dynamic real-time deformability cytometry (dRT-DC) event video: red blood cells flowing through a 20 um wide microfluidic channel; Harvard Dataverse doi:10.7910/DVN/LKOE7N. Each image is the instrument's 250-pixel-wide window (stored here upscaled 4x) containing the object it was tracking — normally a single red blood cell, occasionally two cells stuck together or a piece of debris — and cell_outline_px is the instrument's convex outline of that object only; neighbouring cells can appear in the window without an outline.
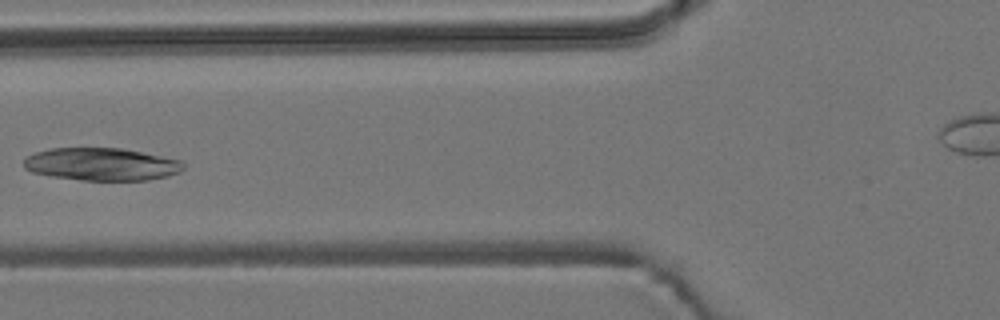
{"species": "common noctule bat (a hibernating species)", "species_latin": "Nyctalus noctula", "temperature_condition": "room temperature", "stored_images_in_passage": 7, "camera_frame_rate_fps": 3000, "um_per_image_px": 0.085, "animal": {"sex": "male", "body_mass_g": 19.2, "forearm_length_mm": 51.8}, "frame": {"image": 1, "passage_image": 6, "time_ms": 1.667, "image_size_px": [1000, 320], "cell_outline_px": [[184, 168], [180, 172], [168, 176], [148, 180], [80, 180], [52, 176], [32, 172], [24, 168], [24, 160], [28, 156], [36, 152], [52, 148], [120, 148], [184, 160]], "centroid_in_image_um": [8.67, 13.96], "position_along_channel_um": 117.1, "area_um2": 30.4}}
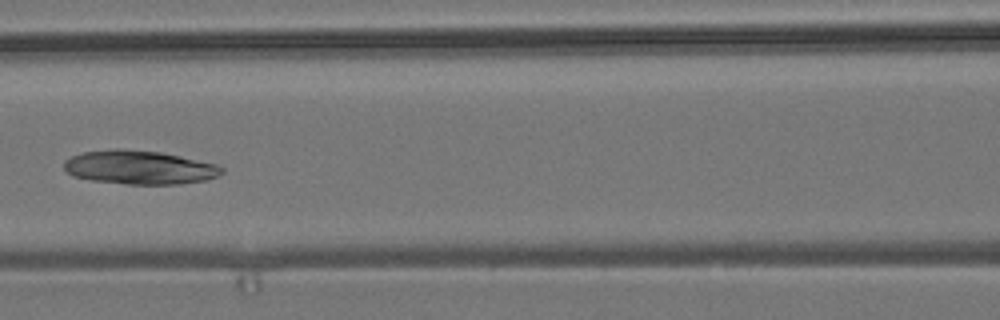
{"frame": {"image": 2, "passage_image": 7, "time_ms": 2.0, "image_size_px": [1000, 320], "cell_outline_px": [[224, 172], [216, 176], [204, 180], [180, 184], [128, 184], [92, 180], [72, 176], [64, 168], [64, 160], [72, 156], [84, 152], [112, 148], [124, 148], [160, 152], [180, 156], [216, 164], [224, 168]], "centroid_in_image_um": [11.83, 14.22], "position_along_channel_um": 154.8, "area_um2": 31.04}}